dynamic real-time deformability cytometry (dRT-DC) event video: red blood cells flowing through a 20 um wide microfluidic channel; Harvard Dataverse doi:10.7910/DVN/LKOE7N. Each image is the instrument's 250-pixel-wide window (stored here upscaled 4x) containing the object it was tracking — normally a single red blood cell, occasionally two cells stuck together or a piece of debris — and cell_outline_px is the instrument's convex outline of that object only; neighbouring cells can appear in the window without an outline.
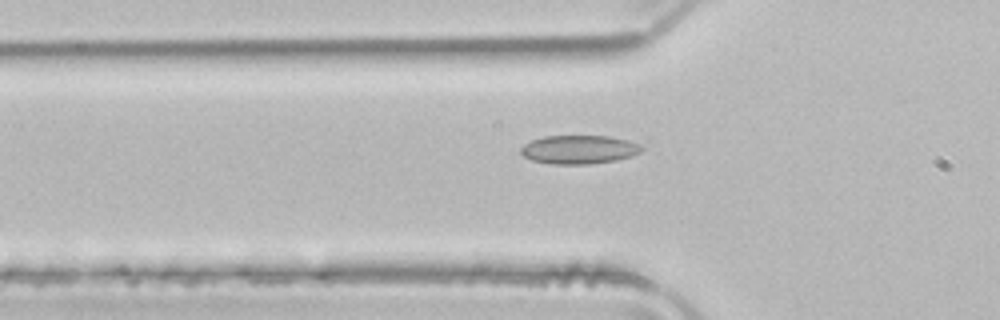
{"species": "common noctule bat (a hibernating species)", "species_latin": "Nyctalus noctula", "temperature_condition": "room temperature", "stored_images_in_passage": 45, "camera_frame_rate_fps": 3000, "um_per_image_px": 0.085, "animal": {"sex": "male", "body_mass_g": 21.5, "forearm_length_mm": 52.0}, "frame": {"image": 1, "passage_image": 17, "time_ms": 5.333, "image_size_px": [1000, 320], "cell_outline_px": [[644, 148], [640, 152], [632, 156], [616, 160], [588, 164], [552, 164], [532, 160], [524, 156], [520, 152], [520, 148], [524, 144], [532, 140], [544, 136], [608, 136], [628, 140], [640, 144]], "centroid_in_image_um": [49.22, 12.71], "position_along_channel_um": 76.6, "area_um2": 20.17}}
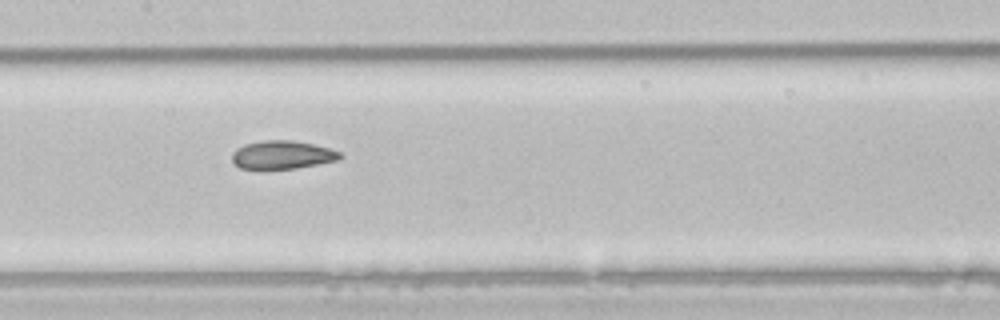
{"frame": {"image": 2, "passage_image": 25, "time_ms": 8.0, "image_size_px": [1000, 320], "cell_outline_px": [[344, 156], [340, 160], [320, 164], [296, 168], [260, 172], [240, 168], [232, 160], [232, 152], [236, 148], [244, 144], [264, 140], [292, 140], [312, 144], [328, 148], [340, 152]], "centroid_in_image_um": [23.96, 13.21], "position_along_channel_um": 183.4, "area_um2": 18.55}}
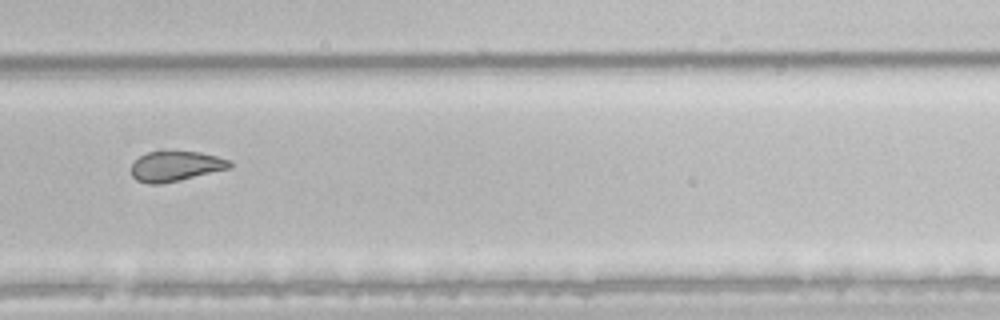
{"frame": {"image": 3, "passage_image": 35, "time_ms": 11.333, "image_size_px": [1000, 320], "cell_outline_px": [[232, 168], [180, 180], [160, 184], [148, 184], [136, 180], [132, 176], [132, 164], [140, 156], [148, 152], [200, 152], [232, 160]], "centroid_in_image_um": [14.97, 14.14], "position_along_channel_um": 314.8, "area_um2": 17.22}, "authors_computed_cell_mechanics": {"area_um2": 18.6694, "velocity_mm_per_s": 3.9706, "shape_relaxation_time_tau1_ms": null, "shape_relaxation_time_tau2_ms": 2.7378, "deformation_change_tau1": null, "deformation_change_tau2": 0.0748}}